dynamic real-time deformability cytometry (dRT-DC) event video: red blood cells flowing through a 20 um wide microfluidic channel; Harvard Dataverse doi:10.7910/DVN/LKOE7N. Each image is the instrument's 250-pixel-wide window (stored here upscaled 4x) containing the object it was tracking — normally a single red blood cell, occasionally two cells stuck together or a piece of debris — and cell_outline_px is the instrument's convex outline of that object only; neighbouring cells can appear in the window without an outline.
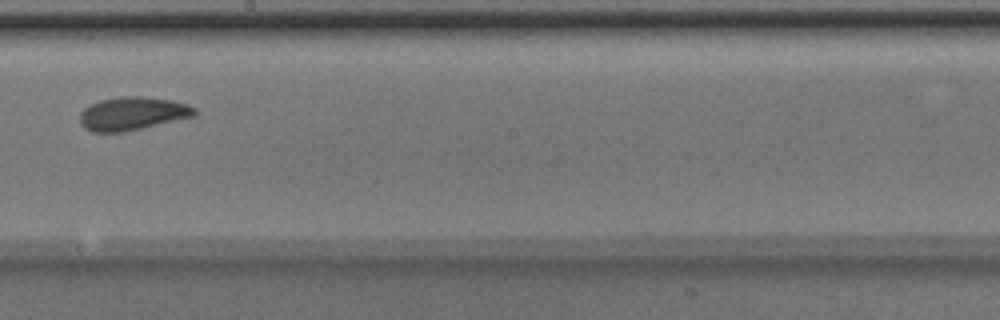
{"species": "Egyptian fruit bat (a non-hibernating species)", "species_latin": "Rousettus aegyptiacus", "temperature_condition": "room temperature", "stored_images_in_passage": 7, "camera_frame_rate_fps": 3000, "um_per_image_px": 0.085, "animal": {"sex": "male"}, "frame": {"image": 1, "passage_image": 7, "time_ms": 2.0, "image_size_px": [1000, 320], "cell_outline_px": [[196, 116], [124, 132], [92, 132], [84, 128], [80, 124], [80, 112], [84, 108], [100, 100], [124, 96], [144, 96], [172, 100], [188, 104], [196, 108]], "centroid_in_image_um": [11.27, 9.65], "position_along_channel_um": 236.9, "area_um2": 22.37}}